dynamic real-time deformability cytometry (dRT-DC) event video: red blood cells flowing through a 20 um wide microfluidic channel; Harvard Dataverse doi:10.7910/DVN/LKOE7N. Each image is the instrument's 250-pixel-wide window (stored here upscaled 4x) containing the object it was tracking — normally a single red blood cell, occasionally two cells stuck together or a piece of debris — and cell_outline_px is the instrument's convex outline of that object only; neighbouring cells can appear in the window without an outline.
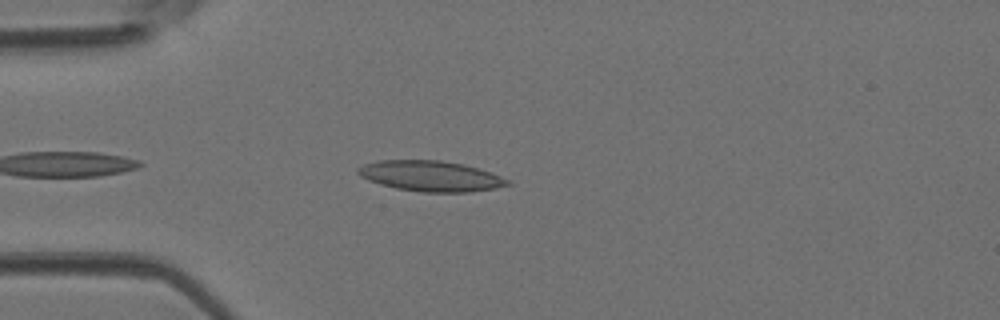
{"species": "Egyptian fruit bat (a non-hibernating species)", "species_latin": "Rousettus aegyptiacus", "temperature_condition": "room temperature", "stored_images_in_passage": 34, "camera_frame_rate_fps": 3000, "um_per_image_px": 0.085, "animal": {"sex": "female"}, "frame": {"image": 1, "passage_image": 3, "time_ms": 0.667, "image_size_px": [1000, 320], "cell_outline_px": [[512, 184], [496, 188], [468, 192], [420, 192], [396, 188], [380, 184], [368, 180], [360, 176], [356, 172], [356, 168], [364, 164], [380, 160], [440, 160], [464, 164], [512, 180]], "centroid_in_image_um": [36.59, 14.97], "position_along_channel_um": 48.4, "area_um2": 26.65}}
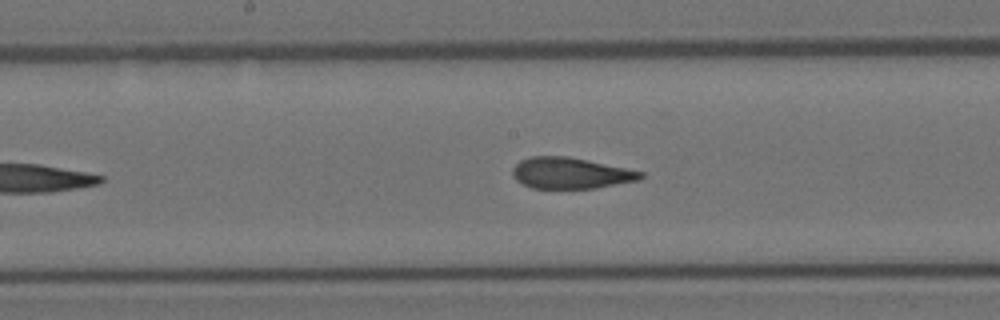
{"frame": {"image": 2, "passage_image": 14, "time_ms": 4.333, "image_size_px": [1000, 320], "cell_outline_px": [[644, 176], [640, 180], [596, 188], [532, 188], [516, 180], [512, 176], [512, 168], [520, 160], [532, 156], [568, 156], [644, 172]], "centroid_in_image_um": [48.49, 14.71], "position_along_channel_um": 199.7, "area_um2": 23.18}}
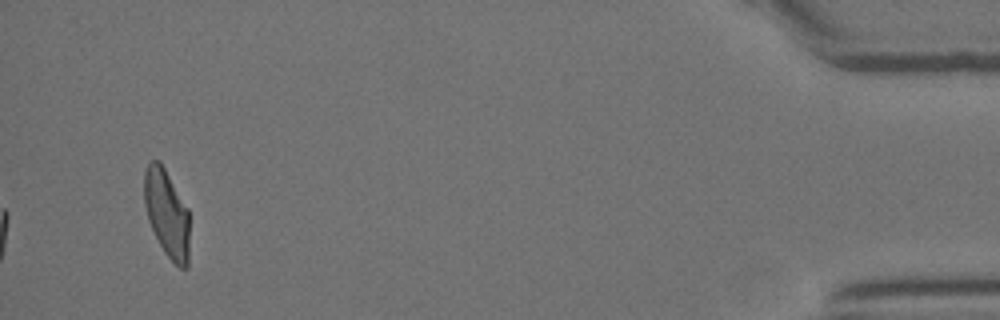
{"frame": {"image": 3, "passage_image": 34, "time_ms": 11.0, "image_size_px": [1000, 320], "cell_outline_px": [[188, 268], [180, 268], [164, 252], [148, 220], [144, 200], [144, 172], [148, 160], [160, 160], [188, 208]], "centroid_in_image_um": [14.16, 18.08], "position_along_channel_um": 421.0, "area_um2": 23.0}}